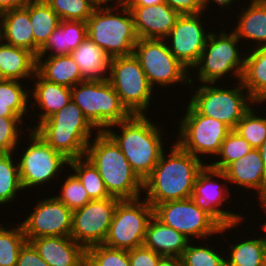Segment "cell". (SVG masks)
I'll list each match as a JSON object with an SVG mask.
<instances>
[{
  "instance_id": "9a60e30c",
  "label": "cell",
  "mask_w": 266,
  "mask_h": 266,
  "mask_svg": "<svg viewBox=\"0 0 266 266\" xmlns=\"http://www.w3.org/2000/svg\"><path fill=\"white\" fill-rule=\"evenodd\" d=\"M219 178L221 180L224 179V185L221 184V181H217ZM214 179H216V181ZM227 184L229 183L224 171L216 170L207 163L196 178L194 191L191 196L195 204L200 209L207 211L221 226L244 222L246 219L242 214H238L239 212H231V210L227 211L222 208L226 206L223 204L230 200V193H232L229 187H227Z\"/></svg>"
},
{
  "instance_id": "7402d4cb",
  "label": "cell",
  "mask_w": 266,
  "mask_h": 266,
  "mask_svg": "<svg viewBox=\"0 0 266 266\" xmlns=\"http://www.w3.org/2000/svg\"><path fill=\"white\" fill-rule=\"evenodd\" d=\"M31 81L35 82L33 84L34 88L30 89V101L33 99L35 102H30L29 106H33L34 114L36 113V107L40 109V113L37 111L39 114L37 125L35 124L33 128L30 125L27 126L28 129L26 131L29 129L34 130L41 122L61 110L72 100L71 88L49 82L37 72H35Z\"/></svg>"
},
{
  "instance_id": "74e56055",
  "label": "cell",
  "mask_w": 266,
  "mask_h": 266,
  "mask_svg": "<svg viewBox=\"0 0 266 266\" xmlns=\"http://www.w3.org/2000/svg\"><path fill=\"white\" fill-rule=\"evenodd\" d=\"M256 110L251 107L234 129L254 149H258L266 139V116L257 115Z\"/></svg>"
},
{
  "instance_id": "f35d334b",
  "label": "cell",
  "mask_w": 266,
  "mask_h": 266,
  "mask_svg": "<svg viewBox=\"0 0 266 266\" xmlns=\"http://www.w3.org/2000/svg\"><path fill=\"white\" fill-rule=\"evenodd\" d=\"M205 245H193L190 241L180 257L182 266H226L225 252L210 248L209 242Z\"/></svg>"
},
{
  "instance_id": "3957f363",
  "label": "cell",
  "mask_w": 266,
  "mask_h": 266,
  "mask_svg": "<svg viewBox=\"0 0 266 266\" xmlns=\"http://www.w3.org/2000/svg\"><path fill=\"white\" fill-rule=\"evenodd\" d=\"M85 157L98 169L111 197L132 200L143 196V181L105 131L96 132L87 145Z\"/></svg>"
},
{
  "instance_id": "7bdbcfd3",
  "label": "cell",
  "mask_w": 266,
  "mask_h": 266,
  "mask_svg": "<svg viewBox=\"0 0 266 266\" xmlns=\"http://www.w3.org/2000/svg\"><path fill=\"white\" fill-rule=\"evenodd\" d=\"M23 120L20 117H2L0 116V153L15 152L20 146L21 135L24 132L22 124ZM21 126V127H20ZM20 138V139H19Z\"/></svg>"
},
{
  "instance_id": "6f0895ef",
  "label": "cell",
  "mask_w": 266,
  "mask_h": 266,
  "mask_svg": "<svg viewBox=\"0 0 266 266\" xmlns=\"http://www.w3.org/2000/svg\"><path fill=\"white\" fill-rule=\"evenodd\" d=\"M2 26H1V21H0V43L2 42Z\"/></svg>"
},
{
  "instance_id": "ac0fdd59",
  "label": "cell",
  "mask_w": 266,
  "mask_h": 266,
  "mask_svg": "<svg viewBox=\"0 0 266 266\" xmlns=\"http://www.w3.org/2000/svg\"><path fill=\"white\" fill-rule=\"evenodd\" d=\"M73 211L55 196L37 201L30 216L21 225L29 242L43 236H70Z\"/></svg>"
},
{
  "instance_id": "4316f807",
  "label": "cell",
  "mask_w": 266,
  "mask_h": 266,
  "mask_svg": "<svg viewBox=\"0 0 266 266\" xmlns=\"http://www.w3.org/2000/svg\"><path fill=\"white\" fill-rule=\"evenodd\" d=\"M2 40L34 54V35L29 16V4L25 8L11 9L0 14Z\"/></svg>"
},
{
  "instance_id": "1f68e13d",
  "label": "cell",
  "mask_w": 266,
  "mask_h": 266,
  "mask_svg": "<svg viewBox=\"0 0 266 266\" xmlns=\"http://www.w3.org/2000/svg\"><path fill=\"white\" fill-rule=\"evenodd\" d=\"M29 16L34 35V55L37 56L61 20L44 0L29 3Z\"/></svg>"
},
{
  "instance_id": "d590c367",
  "label": "cell",
  "mask_w": 266,
  "mask_h": 266,
  "mask_svg": "<svg viewBox=\"0 0 266 266\" xmlns=\"http://www.w3.org/2000/svg\"><path fill=\"white\" fill-rule=\"evenodd\" d=\"M0 225V266H17L20 250L27 242L23 227L21 223L14 227L9 226L11 223Z\"/></svg>"
},
{
  "instance_id": "f546056e",
  "label": "cell",
  "mask_w": 266,
  "mask_h": 266,
  "mask_svg": "<svg viewBox=\"0 0 266 266\" xmlns=\"http://www.w3.org/2000/svg\"><path fill=\"white\" fill-rule=\"evenodd\" d=\"M241 81L256 103L266 102V45L250 49L245 54Z\"/></svg>"
},
{
  "instance_id": "f5cc1de1",
  "label": "cell",
  "mask_w": 266,
  "mask_h": 266,
  "mask_svg": "<svg viewBox=\"0 0 266 266\" xmlns=\"http://www.w3.org/2000/svg\"><path fill=\"white\" fill-rule=\"evenodd\" d=\"M258 149L266 171V139L263 141L262 145Z\"/></svg>"
},
{
  "instance_id": "8fae6325",
  "label": "cell",
  "mask_w": 266,
  "mask_h": 266,
  "mask_svg": "<svg viewBox=\"0 0 266 266\" xmlns=\"http://www.w3.org/2000/svg\"><path fill=\"white\" fill-rule=\"evenodd\" d=\"M133 54L153 89L155 85L169 88L177 83L195 86L191 84L196 82L192 80V73L171 53L165 39H139Z\"/></svg>"
},
{
  "instance_id": "5bb4252c",
  "label": "cell",
  "mask_w": 266,
  "mask_h": 266,
  "mask_svg": "<svg viewBox=\"0 0 266 266\" xmlns=\"http://www.w3.org/2000/svg\"><path fill=\"white\" fill-rule=\"evenodd\" d=\"M27 133L30 137L29 142L25 141L27 148L22 149L21 157L17 158L19 175L23 190L32 187L36 190L63 173L69 160L50 147L34 130L29 129Z\"/></svg>"
},
{
  "instance_id": "ba28073f",
  "label": "cell",
  "mask_w": 266,
  "mask_h": 266,
  "mask_svg": "<svg viewBox=\"0 0 266 266\" xmlns=\"http://www.w3.org/2000/svg\"><path fill=\"white\" fill-rule=\"evenodd\" d=\"M71 94L95 132H103L131 116L108 80L80 82L71 88Z\"/></svg>"
},
{
  "instance_id": "f6af8a7d",
  "label": "cell",
  "mask_w": 266,
  "mask_h": 266,
  "mask_svg": "<svg viewBox=\"0 0 266 266\" xmlns=\"http://www.w3.org/2000/svg\"><path fill=\"white\" fill-rule=\"evenodd\" d=\"M17 266H49L38 254L30 242H26L20 250Z\"/></svg>"
},
{
  "instance_id": "2e32d148",
  "label": "cell",
  "mask_w": 266,
  "mask_h": 266,
  "mask_svg": "<svg viewBox=\"0 0 266 266\" xmlns=\"http://www.w3.org/2000/svg\"><path fill=\"white\" fill-rule=\"evenodd\" d=\"M119 201L115 197L91 200L82 208L74 210L70 237L85 249L103 244Z\"/></svg>"
},
{
  "instance_id": "484cf974",
  "label": "cell",
  "mask_w": 266,
  "mask_h": 266,
  "mask_svg": "<svg viewBox=\"0 0 266 266\" xmlns=\"http://www.w3.org/2000/svg\"><path fill=\"white\" fill-rule=\"evenodd\" d=\"M86 37V22L61 20L59 26L49 35L48 40L39 49L37 56L70 55Z\"/></svg>"
},
{
  "instance_id": "9f6ffc18",
  "label": "cell",
  "mask_w": 266,
  "mask_h": 266,
  "mask_svg": "<svg viewBox=\"0 0 266 266\" xmlns=\"http://www.w3.org/2000/svg\"><path fill=\"white\" fill-rule=\"evenodd\" d=\"M263 209V213L265 214V216H266V209L265 208H262ZM262 227V230L261 231H264V232H266V222L265 223H263V225L261 226Z\"/></svg>"
},
{
  "instance_id": "6da1fadb",
  "label": "cell",
  "mask_w": 266,
  "mask_h": 266,
  "mask_svg": "<svg viewBox=\"0 0 266 266\" xmlns=\"http://www.w3.org/2000/svg\"><path fill=\"white\" fill-rule=\"evenodd\" d=\"M165 152L143 181L145 199L152 207L166 201L190 198L196 178L206 165L176 142L172 144L167 155Z\"/></svg>"
},
{
  "instance_id": "d6986e66",
  "label": "cell",
  "mask_w": 266,
  "mask_h": 266,
  "mask_svg": "<svg viewBox=\"0 0 266 266\" xmlns=\"http://www.w3.org/2000/svg\"><path fill=\"white\" fill-rule=\"evenodd\" d=\"M129 10L139 39H165L181 16L165 2L151 6H130Z\"/></svg>"
},
{
  "instance_id": "c3c4849f",
  "label": "cell",
  "mask_w": 266,
  "mask_h": 266,
  "mask_svg": "<svg viewBox=\"0 0 266 266\" xmlns=\"http://www.w3.org/2000/svg\"><path fill=\"white\" fill-rule=\"evenodd\" d=\"M236 1H238V0H203V3H204V6H205V9L206 8H208V9H206V10H209V7H208V5H210L209 3L211 2V4L213 3V4H217V5H219L220 6V8H221V10L223 11V9H225V7L227 8L228 7V9L230 10V8L231 9H233L232 8V4H235V2ZM240 1V0H239ZM234 2V3H233ZM224 7V8H223ZM230 7V8H229Z\"/></svg>"
},
{
  "instance_id": "db71d44e",
  "label": "cell",
  "mask_w": 266,
  "mask_h": 266,
  "mask_svg": "<svg viewBox=\"0 0 266 266\" xmlns=\"http://www.w3.org/2000/svg\"><path fill=\"white\" fill-rule=\"evenodd\" d=\"M94 4H96L97 6H106V4L109 6V7H113V5L109 2H111V0H91Z\"/></svg>"
},
{
  "instance_id": "816d5d0a",
  "label": "cell",
  "mask_w": 266,
  "mask_h": 266,
  "mask_svg": "<svg viewBox=\"0 0 266 266\" xmlns=\"http://www.w3.org/2000/svg\"><path fill=\"white\" fill-rule=\"evenodd\" d=\"M134 0H111V3L113 4V7H124L129 8Z\"/></svg>"
},
{
  "instance_id": "83f0119b",
  "label": "cell",
  "mask_w": 266,
  "mask_h": 266,
  "mask_svg": "<svg viewBox=\"0 0 266 266\" xmlns=\"http://www.w3.org/2000/svg\"><path fill=\"white\" fill-rule=\"evenodd\" d=\"M36 72L43 79L68 88L84 81L71 55L36 56Z\"/></svg>"
},
{
  "instance_id": "8d00e7d4",
  "label": "cell",
  "mask_w": 266,
  "mask_h": 266,
  "mask_svg": "<svg viewBox=\"0 0 266 266\" xmlns=\"http://www.w3.org/2000/svg\"><path fill=\"white\" fill-rule=\"evenodd\" d=\"M253 147L242 138L235 130H231L222 142L216 161L208 165L216 170L224 171L232 162L249 153Z\"/></svg>"
},
{
  "instance_id": "bcb514c9",
  "label": "cell",
  "mask_w": 266,
  "mask_h": 266,
  "mask_svg": "<svg viewBox=\"0 0 266 266\" xmlns=\"http://www.w3.org/2000/svg\"><path fill=\"white\" fill-rule=\"evenodd\" d=\"M165 3L181 15L199 14L206 11L203 0H165Z\"/></svg>"
},
{
  "instance_id": "9c48e42d",
  "label": "cell",
  "mask_w": 266,
  "mask_h": 266,
  "mask_svg": "<svg viewBox=\"0 0 266 266\" xmlns=\"http://www.w3.org/2000/svg\"><path fill=\"white\" fill-rule=\"evenodd\" d=\"M153 210L159 221L177 230L190 241L200 238L203 242L209 236L223 235L226 230L231 231L241 224L237 222L221 226L207 211L200 209L191 197L157 204Z\"/></svg>"
},
{
  "instance_id": "8992f818",
  "label": "cell",
  "mask_w": 266,
  "mask_h": 266,
  "mask_svg": "<svg viewBox=\"0 0 266 266\" xmlns=\"http://www.w3.org/2000/svg\"><path fill=\"white\" fill-rule=\"evenodd\" d=\"M229 32L225 29H221L220 33L210 31L200 58L192 69H198L196 79L200 84L224 82L222 79L228 75L237 81L242 79L245 55L243 57L239 52L242 49H239L240 40L236 34L232 30Z\"/></svg>"
},
{
  "instance_id": "7dc6e473",
  "label": "cell",
  "mask_w": 266,
  "mask_h": 266,
  "mask_svg": "<svg viewBox=\"0 0 266 266\" xmlns=\"http://www.w3.org/2000/svg\"><path fill=\"white\" fill-rule=\"evenodd\" d=\"M29 0H0V14L11 9L25 8Z\"/></svg>"
},
{
  "instance_id": "cb8c5ba5",
  "label": "cell",
  "mask_w": 266,
  "mask_h": 266,
  "mask_svg": "<svg viewBox=\"0 0 266 266\" xmlns=\"http://www.w3.org/2000/svg\"><path fill=\"white\" fill-rule=\"evenodd\" d=\"M250 3V4H249ZM248 6L241 9V14L237 16V26L233 27V32L237 38L246 42L253 41L248 49L266 45V0H250ZM251 39V40H250ZM256 42V43H255ZM255 43V44H254ZM254 44V46H253Z\"/></svg>"
},
{
  "instance_id": "ee69618b",
  "label": "cell",
  "mask_w": 266,
  "mask_h": 266,
  "mask_svg": "<svg viewBox=\"0 0 266 266\" xmlns=\"http://www.w3.org/2000/svg\"><path fill=\"white\" fill-rule=\"evenodd\" d=\"M128 257L131 266H157L162 258L158 253L144 246L128 250Z\"/></svg>"
},
{
  "instance_id": "e0dca14e",
  "label": "cell",
  "mask_w": 266,
  "mask_h": 266,
  "mask_svg": "<svg viewBox=\"0 0 266 266\" xmlns=\"http://www.w3.org/2000/svg\"><path fill=\"white\" fill-rule=\"evenodd\" d=\"M203 14L181 15L165 38L171 53L190 72L198 62L211 31L202 25Z\"/></svg>"
},
{
  "instance_id": "4fadbf2b",
  "label": "cell",
  "mask_w": 266,
  "mask_h": 266,
  "mask_svg": "<svg viewBox=\"0 0 266 266\" xmlns=\"http://www.w3.org/2000/svg\"><path fill=\"white\" fill-rule=\"evenodd\" d=\"M144 197L118 202L105 246L123 250L143 246L148 223L154 215L153 207Z\"/></svg>"
},
{
  "instance_id": "30bf717a",
  "label": "cell",
  "mask_w": 266,
  "mask_h": 266,
  "mask_svg": "<svg viewBox=\"0 0 266 266\" xmlns=\"http://www.w3.org/2000/svg\"><path fill=\"white\" fill-rule=\"evenodd\" d=\"M108 81L131 115H145L148 112L150 102L154 100V89L134 54L110 59Z\"/></svg>"
},
{
  "instance_id": "f1b7e54d",
  "label": "cell",
  "mask_w": 266,
  "mask_h": 266,
  "mask_svg": "<svg viewBox=\"0 0 266 266\" xmlns=\"http://www.w3.org/2000/svg\"><path fill=\"white\" fill-rule=\"evenodd\" d=\"M0 68L5 79L32 80L36 72V56L27 49L0 43Z\"/></svg>"
},
{
  "instance_id": "7c38bea8",
  "label": "cell",
  "mask_w": 266,
  "mask_h": 266,
  "mask_svg": "<svg viewBox=\"0 0 266 266\" xmlns=\"http://www.w3.org/2000/svg\"><path fill=\"white\" fill-rule=\"evenodd\" d=\"M186 107L184 116L178 122L179 135L175 142L199 159L203 160L206 155L216 158L222 142L232 129L222 121L199 114L189 103Z\"/></svg>"
},
{
  "instance_id": "52a82bcc",
  "label": "cell",
  "mask_w": 266,
  "mask_h": 266,
  "mask_svg": "<svg viewBox=\"0 0 266 266\" xmlns=\"http://www.w3.org/2000/svg\"><path fill=\"white\" fill-rule=\"evenodd\" d=\"M217 84L220 83H203L192 92L189 104L199 114L222 121L234 130L253 104L261 108V103L256 104L241 80L231 88L223 89Z\"/></svg>"
},
{
  "instance_id": "7a4b0ae2",
  "label": "cell",
  "mask_w": 266,
  "mask_h": 266,
  "mask_svg": "<svg viewBox=\"0 0 266 266\" xmlns=\"http://www.w3.org/2000/svg\"><path fill=\"white\" fill-rule=\"evenodd\" d=\"M114 126L120 129V133L113 130ZM160 127L145 114L131 115L127 120L112 124L105 130L142 181L151 174L165 151Z\"/></svg>"
},
{
  "instance_id": "4dcf8cb0",
  "label": "cell",
  "mask_w": 266,
  "mask_h": 266,
  "mask_svg": "<svg viewBox=\"0 0 266 266\" xmlns=\"http://www.w3.org/2000/svg\"><path fill=\"white\" fill-rule=\"evenodd\" d=\"M22 81L4 79L0 81V116L20 117L23 121L29 112L30 84L24 88Z\"/></svg>"
},
{
  "instance_id": "ab89813d",
  "label": "cell",
  "mask_w": 266,
  "mask_h": 266,
  "mask_svg": "<svg viewBox=\"0 0 266 266\" xmlns=\"http://www.w3.org/2000/svg\"><path fill=\"white\" fill-rule=\"evenodd\" d=\"M59 16L60 20L86 22L97 5L91 0H44Z\"/></svg>"
},
{
  "instance_id": "11a10c76",
  "label": "cell",
  "mask_w": 266,
  "mask_h": 266,
  "mask_svg": "<svg viewBox=\"0 0 266 266\" xmlns=\"http://www.w3.org/2000/svg\"><path fill=\"white\" fill-rule=\"evenodd\" d=\"M262 266H266V243H265L264 251H263Z\"/></svg>"
},
{
  "instance_id": "44dd1931",
  "label": "cell",
  "mask_w": 266,
  "mask_h": 266,
  "mask_svg": "<svg viewBox=\"0 0 266 266\" xmlns=\"http://www.w3.org/2000/svg\"><path fill=\"white\" fill-rule=\"evenodd\" d=\"M228 183L244 189L255 190L262 204L266 200V171L259 149H252L245 156L232 162L225 170Z\"/></svg>"
},
{
  "instance_id": "60d3db41",
  "label": "cell",
  "mask_w": 266,
  "mask_h": 266,
  "mask_svg": "<svg viewBox=\"0 0 266 266\" xmlns=\"http://www.w3.org/2000/svg\"><path fill=\"white\" fill-rule=\"evenodd\" d=\"M86 266H131L128 250L97 244L86 249Z\"/></svg>"
},
{
  "instance_id": "d4e9b609",
  "label": "cell",
  "mask_w": 266,
  "mask_h": 266,
  "mask_svg": "<svg viewBox=\"0 0 266 266\" xmlns=\"http://www.w3.org/2000/svg\"><path fill=\"white\" fill-rule=\"evenodd\" d=\"M70 55L84 81L108 80L111 57L88 37Z\"/></svg>"
},
{
  "instance_id": "5b68a950",
  "label": "cell",
  "mask_w": 266,
  "mask_h": 266,
  "mask_svg": "<svg viewBox=\"0 0 266 266\" xmlns=\"http://www.w3.org/2000/svg\"><path fill=\"white\" fill-rule=\"evenodd\" d=\"M86 25L87 37L111 58L133 54L139 38L129 8L97 6Z\"/></svg>"
},
{
  "instance_id": "91938a15",
  "label": "cell",
  "mask_w": 266,
  "mask_h": 266,
  "mask_svg": "<svg viewBox=\"0 0 266 266\" xmlns=\"http://www.w3.org/2000/svg\"><path fill=\"white\" fill-rule=\"evenodd\" d=\"M261 208H265L266 209V200L261 204Z\"/></svg>"
},
{
  "instance_id": "277c9868",
  "label": "cell",
  "mask_w": 266,
  "mask_h": 266,
  "mask_svg": "<svg viewBox=\"0 0 266 266\" xmlns=\"http://www.w3.org/2000/svg\"><path fill=\"white\" fill-rule=\"evenodd\" d=\"M82 110L71 100L61 110L41 122L34 131L66 159L84 157L88 143L96 135Z\"/></svg>"
},
{
  "instance_id": "b9f144b4",
  "label": "cell",
  "mask_w": 266,
  "mask_h": 266,
  "mask_svg": "<svg viewBox=\"0 0 266 266\" xmlns=\"http://www.w3.org/2000/svg\"><path fill=\"white\" fill-rule=\"evenodd\" d=\"M66 177L64 179L65 182L63 181V185L60 187V193L55 195V197L70 210L74 211L85 206L91 199L74 172Z\"/></svg>"
},
{
  "instance_id": "836d02e7",
  "label": "cell",
  "mask_w": 266,
  "mask_h": 266,
  "mask_svg": "<svg viewBox=\"0 0 266 266\" xmlns=\"http://www.w3.org/2000/svg\"><path fill=\"white\" fill-rule=\"evenodd\" d=\"M68 167L73 169L74 174L86 189L91 200H101L111 197L98 169L85 156L69 160Z\"/></svg>"
},
{
  "instance_id": "ffe728a7",
  "label": "cell",
  "mask_w": 266,
  "mask_h": 266,
  "mask_svg": "<svg viewBox=\"0 0 266 266\" xmlns=\"http://www.w3.org/2000/svg\"><path fill=\"white\" fill-rule=\"evenodd\" d=\"M29 242L49 266H86V249L70 236H43Z\"/></svg>"
},
{
  "instance_id": "94428289",
  "label": "cell",
  "mask_w": 266,
  "mask_h": 266,
  "mask_svg": "<svg viewBox=\"0 0 266 266\" xmlns=\"http://www.w3.org/2000/svg\"><path fill=\"white\" fill-rule=\"evenodd\" d=\"M30 2H33V1H42V0H29Z\"/></svg>"
},
{
  "instance_id": "681fc988",
  "label": "cell",
  "mask_w": 266,
  "mask_h": 266,
  "mask_svg": "<svg viewBox=\"0 0 266 266\" xmlns=\"http://www.w3.org/2000/svg\"><path fill=\"white\" fill-rule=\"evenodd\" d=\"M157 266H182V262L179 257H162Z\"/></svg>"
},
{
  "instance_id": "f907efd6",
  "label": "cell",
  "mask_w": 266,
  "mask_h": 266,
  "mask_svg": "<svg viewBox=\"0 0 266 266\" xmlns=\"http://www.w3.org/2000/svg\"><path fill=\"white\" fill-rule=\"evenodd\" d=\"M165 2V0H134L131 6H151Z\"/></svg>"
},
{
  "instance_id": "e575fe53",
  "label": "cell",
  "mask_w": 266,
  "mask_h": 266,
  "mask_svg": "<svg viewBox=\"0 0 266 266\" xmlns=\"http://www.w3.org/2000/svg\"><path fill=\"white\" fill-rule=\"evenodd\" d=\"M16 152L0 153V206L16 199L23 190L18 161L13 156Z\"/></svg>"
},
{
  "instance_id": "680465c9",
  "label": "cell",
  "mask_w": 266,
  "mask_h": 266,
  "mask_svg": "<svg viewBox=\"0 0 266 266\" xmlns=\"http://www.w3.org/2000/svg\"><path fill=\"white\" fill-rule=\"evenodd\" d=\"M5 78L3 77V75H2V71H1V68H0V81L1 80H4Z\"/></svg>"
},
{
  "instance_id": "603a6c76",
  "label": "cell",
  "mask_w": 266,
  "mask_h": 266,
  "mask_svg": "<svg viewBox=\"0 0 266 266\" xmlns=\"http://www.w3.org/2000/svg\"><path fill=\"white\" fill-rule=\"evenodd\" d=\"M190 240L163 224L154 215L148 223L143 246L162 257H181Z\"/></svg>"
},
{
  "instance_id": "d6a6232c",
  "label": "cell",
  "mask_w": 266,
  "mask_h": 266,
  "mask_svg": "<svg viewBox=\"0 0 266 266\" xmlns=\"http://www.w3.org/2000/svg\"><path fill=\"white\" fill-rule=\"evenodd\" d=\"M249 239V240H248ZM230 245L225 257L226 266H262V257L266 243L264 237L249 238Z\"/></svg>"
}]
</instances>
